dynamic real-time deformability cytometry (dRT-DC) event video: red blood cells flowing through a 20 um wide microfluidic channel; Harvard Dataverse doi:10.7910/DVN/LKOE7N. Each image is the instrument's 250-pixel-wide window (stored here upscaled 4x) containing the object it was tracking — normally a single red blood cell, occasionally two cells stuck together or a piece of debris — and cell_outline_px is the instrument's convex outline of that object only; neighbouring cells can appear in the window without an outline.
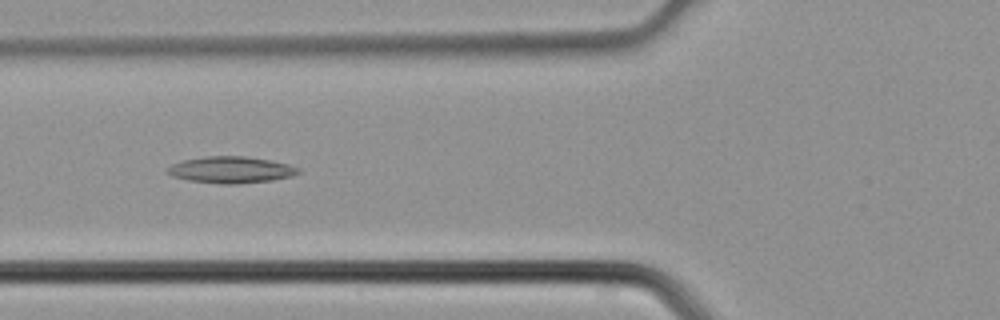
{"species": "common noctule bat (a hibernating species)", "species_latin": "Nyctalus noctula", "temperature_condition": "cold", "stored_images_in_passage": 4, "camera_frame_rate_fps": 3000, "um_per_image_px": 0.085, "animal": {"sex": "male", "body_mass_g": 21.5, "forearm_length_mm": 52.0}, "frame": {"image": 1, "passage_image": 4, "time_ms": 1.0, "image_size_px": [1000, 320], "cell_outline_px": [[300, 172], [292, 176], [272, 180], [236, 184], [220, 184], [188, 180], [172, 176], [168, 172], [168, 168], [172, 164], [184, 160], [208, 156], [244, 156], [268, 160], [288, 164], [300, 168]], "centroid_in_image_um": [19.65, 14.44], "position_along_channel_um": 106.2, "area_um2": 20.06}}